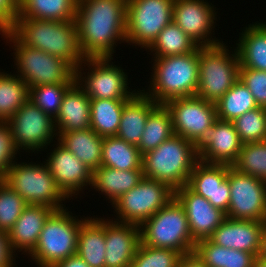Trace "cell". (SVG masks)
<instances>
[{
    "label": "cell",
    "instance_id": "7bdbcfd3",
    "mask_svg": "<svg viewBox=\"0 0 266 267\" xmlns=\"http://www.w3.org/2000/svg\"><path fill=\"white\" fill-rule=\"evenodd\" d=\"M7 121H0V179H3L20 152ZM15 159V160H14Z\"/></svg>",
    "mask_w": 266,
    "mask_h": 267
},
{
    "label": "cell",
    "instance_id": "f546056e",
    "mask_svg": "<svg viewBox=\"0 0 266 267\" xmlns=\"http://www.w3.org/2000/svg\"><path fill=\"white\" fill-rule=\"evenodd\" d=\"M194 252L206 267H253L256 255L218 246L209 239L196 242Z\"/></svg>",
    "mask_w": 266,
    "mask_h": 267
},
{
    "label": "cell",
    "instance_id": "d6986e66",
    "mask_svg": "<svg viewBox=\"0 0 266 267\" xmlns=\"http://www.w3.org/2000/svg\"><path fill=\"white\" fill-rule=\"evenodd\" d=\"M230 167L226 164H208L198 161L187 184L192 191L203 196L214 208L225 214L230 203V186L227 178Z\"/></svg>",
    "mask_w": 266,
    "mask_h": 267
},
{
    "label": "cell",
    "instance_id": "d6a6232c",
    "mask_svg": "<svg viewBox=\"0 0 266 267\" xmlns=\"http://www.w3.org/2000/svg\"><path fill=\"white\" fill-rule=\"evenodd\" d=\"M128 100L91 99L90 128L101 137L116 136Z\"/></svg>",
    "mask_w": 266,
    "mask_h": 267
},
{
    "label": "cell",
    "instance_id": "74e56055",
    "mask_svg": "<svg viewBox=\"0 0 266 267\" xmlns=\"http://www.w3.org/2000/svg\"><path fill=\"white\" fill-rule=\"evenodd\" d=\"M238 172L266 179V140L243 144L238 159L232 165Z\"/></svg>",
    "mask_w": 266,
    "mask_h": 267
},
{
    "label": "cell",
    "instance_id": "ffe728a7",
    "mask_svg": "<svg viewBox=\"0 0 266 267\" xmlns=\"http://www.w3.org/2000/svg\"><path fill=\"white\" fill-rule=\"evenodd\" d=\"M174 197L184 207L191 236L195 242L208 239L226 218V214L212 206L203 196L187 185L174 191Z\"/></svg>",
    "mask_w": 266,
    "mask_h": 267
},
{
    "label": "cell",
    "instance_id": "4fadbf2b",
    "mask_svg": "<svg viewBox=\"0 0 266 267\" xmlns=\"http://www.w3.org/2000/svg\"><path fill=\"white\" fill-rule=\"evenodd\" d=\"M7 122L20 152L43 151L55 137L58 140L54 119L31 100L22 105Z\"/></svg>",
    "mask_w": 266,
    "mask_h": 267
},
{
    "label": "cell",
    "instance_id": "ac0fdd59",
    "mask_svg": "<svg viewBox=\"0 0 266 267\" xmlns=\"http://www.w3.org/2000/svg\"><path fill=\"white\" fill-rule=\"evenodd\" d=\"M55 145L56 147L48 153L45 164L58 188L68 199L70 197L72 199L73 196L79 195L78 193H81L79 191H83L86 186L91 188L93 171L58 140Z\"/></svg>",
    "mask_w": 266,
    "mask_h": 267
},
{
    "label": "cell",
    "instance_id": "b9f144b4",
    "mask_svg": "<svg viewBox=\"0 0 266 267\" xmlns=\"http://www.w3.org/2000/svg\"><path fill=\"white\" fill-rule=\"evenodd\" d=\"M27 203L6 182L0 181V230L8 233Z\"/></svg>",
    "mask_w": 266,
    "mask_h": 267
},
{
    "label": "cell",
    "instance_id": "cb8c5ba5",
    "mask_svg": "<svg viewBox=\"0 0 266 267\" xmlns=\"http://www.w3.org/2000/svg\"><path fill=\"white\" fill-rule=\"evenodd\" d=\"M159 106L141 89L124 104L117 137L135 146L139 145L148 116Z\"/></svg>",
    "mask_w": 266,
    "mask_h": 267
},
{
    "label": "cell",
    "instance_id": "7a4b0ae2",
    "mask_svg": "<svg viewBox=\"0 0 266 267\" xmlns=\"http://www.w3.org/2000/svg\"><path fill=\"white\" fill-rule=\"evenodd\" d=\"M24 45L58 56L75 69L86 59L79 45L75 20L18 18L10 30Z\"/></svg>",
    "mask_w": 266,
    "mask_h": 267
},
{
    "label": "cell",
    "instance_id": "ee69618b",
    "mask_svg": "<svg viewBox=\"0 0 266 267\" xmlns=\"http://www.w3.org/2000/svg\"><path fill=\"white\" fill-rule=\"evenodd\" d=\"M239 79L249 89L258 107L266 108V71L240 68Z\"/></svg>",
    "mask_w": 266,
    "mask_h": 267
},
{
    "label": "cell",
    "instance_id": "603a6c76",
    "mask_svg": "<svg viewBox=\"0 0 266 267\" xmlns=\"http://www.w3.org/2000/svg\"><path fill=\"white\" fill-rule=\"evenodd\" d=\"M54 211L44 205H27L24 208L8 232L9 245L14 254L17 250L26 255L33 251L46 220Z\"/></svg>",
    "mask_w": 266,
    "mask_h": 267
},
{
    "label": "cell",
    "instance_id": "5b68a950",
    "mask_svg": "<svg viewBox=\"0 0 266 267\" xmlns=\"http://www.w3.org/2000/svg\"><path fill=\"white\" fill-rule=\"evenodd\" d=\"M0 35L14 49L15 69L18 71L16 76L23 79L28 88L75 83V68L64 59L24 45L11 31Z\"/></svg>",
    "mask_w": 266,
    "mask_h": 267
},
{
    "label": "cell",
    "instance_id": "4dcf8cb0",
    "mask_svg": "<svg viewBox=\"0 0 266 267\" xmlns=\"http://www.w3.org/2000/svg\"><path fill=\"white\" fill-rule=\"evenodd\" d=\"M78 0H19V17L39 20L76 19Z\"/></svg>",
    "mask_w": 266,
    "mask_h": 267
},
{
    "label": "cell",
    "instance_id": "4316f807",
    "mask_svg": "<svg viewBox=\"0 0 266 267\" xmlns=\"http://www.w3.org/2000/svg\"><path fill=\"white\" fill-rule=\"evenodd\" d=\"M239 33L236 51L240 68L266 71V22H256Z\"/></svg>",
    "mask_w": 266,
    "mask_h": 267
},
{
    "label": "cell",
    "instance_id": "f35d334b",
    "mask_svg": "<svg viewBox=\"0 0 266 267\" xmlns=\"http://www.w3.org/2000/svg\"><path fill=\"white\" fill-rule=\"evenodd\" d=\"M242 144L266 140V108L257 107L232 121Z\"/></svg>",
    "mask_w": 266,
    "mask_h": 267
},
{
    "label": "cell",
    "instance_id": "277c9868",
    "mask_svg": "<svg viewBox=\"0 0 266 267\" xmlns=\"http://www.w3.org/2000/svg\"><path fill=\"white\" fill-rule=\"evenodd\" d=\"M198 161L194 143L174 134L156 149L142 155L143 176L163 182L175 191L188 184Z\"/></svg>",
    "mask_w": 266,
    "mask_h": 267
},
{
    "label": "cell",
    "instance_id": "e0dca14e",
    "mask_svg": "<svg viewBox=\"0 0 266 267\" xmlns=\"http://www.w3.org/2000/svg\"><path fill=\"white\" fill-rule=\"evenodd\" d=\"M242 145L233 122L220 119L208 127L194 143L199 161L230 166L238 159Z\"/></svg>",
    "mask_w": 266,
    "mask_h": 267
},
{
    "label": "cell",
    "instance_id": "816d5d0a",
    "mask_svg": "<svg viewBox=\"0 0 266 267\" xmlns=\"http://www.w3.org/2000/svg\"><path fill=\"white\" fill-rule=\"evenodd\" d=\"M264 184H265V193H266V179L264 180Z\"/></svg>",
    "mask_w": 266,
    "mask_h": 267
},
{
    "label": "cell",
    "instance_id": "836d02e7",
    "mask_svg": "<svg viewBox=\"0 0 266 267\" xmlns=\"http://www.w3.org/2000/svg\"><path fill=\"white\" fill-rule=\"evenodd\" d=\"M200 46L192 40L174 21L168 24L147 48L153 57L184 55L196 51Z\"/></svg>",
    "mask_w": 266,
    "mask_h": 267
},
{
    "label": "cell",
    "instance_id": "44dd1931",
    "mask_svg": "<svg viewBox=\"0 0 266 267\" xmlns=\"http://www.w3.org/2000/svg\"><path fill=\"white\" fill-rule=\"evenodd\" d=\"M140 243L138 225L105 219V267H129Z\"/></svg>",
    "mask_w": 266,
    "mask_h": 267
},
{
    "label": "cell",
    "instance_id": "8992f818",
    "mask_svg": "<svg viewBox=\"0 0 266 267\" xmlns=\"http://www.w3.org/2000/svg\"><path fill=\"white\" fill-rule=\"evenodd\" d=\"M141 243L156 248H169L183 254L194 252L184 207L173 197L163 208L140 226Z\"/></svg>",
    "mask_w": 266,
    "mask_h": 267
},
{
    "label": "cell",
    "instance_id": "ab89813d",
    "mask_svg": "<svg viewBox=\"0 0 266 267\" xmlns=\"http://www.w3.org/2000/svg\"><path fill=\"white\" fill-rule=\"evenodd\" d=\"M72 85L48 84L31 87L29 88V100L55 119L59 113L63 96Z\"/></svg>",
    "mask_w": 266,
    "mask_h": 267
},
{
    "label": "cell",
    "instance_id": "52a82bcc",
    "mask_svg": "<svg viewBox=\"0 0 266 267\" xmlns=\"http://www.w3.org/2000/svg\"><path fill=\"white\" fill-rule=\"evenodd\" d=\"M71 213V214H70ZM64 209L54 211L46 220L36 247L28 255L38 267H52L76 254L81 219Z\"/></svg>",
    "mask_w": 266,
    "mask_h": 267
},
{
    "label": "cell",
    "instance_id": "f1b7e54d",
    "mask_svg": "<svg viewBox=\"0 0 266 267\" xmlns=\"http://www.w3.org/2000/svg\"><path fill=\"white\" fill-rule=\"evenodd\" d=\"M58 141L71 151L91 171L101 166L103 137L91 128L60 132Z\"/></svg>",
    "mask_w": 266,
    "mask_h": 267
},
{
    "label": "cell",
    "instance_id": "ba28073f",
    "mask_svg": "<svg viewBox=\"0 0 266 267\" xmlns=\"http://www.w3.org/2000/svg\"><path fill=\"white\" fill-rule=\"evenodd\" d=\"M225 43L199 47V83L196 96L216 104L239 79L236 49L230 52ZM231 53V54H230Z\"/></svg>",
    "mask_w": 266,
    "mask_h": 267
},
{
    "label": "cell",
    "instance_id": "8d00e7d4",
    "mask_svg": "<svg viewBox=\"0 0 266 267\" xmlns=\"http://www.w3.org/2000/svg\"><path fill=\"white\" fill-rule=\"evenodd\" d=\"M217 119L234 121L247 111L258 107L249 89L238 79L225 95L215 104Z\"/></svg>",
    "mask_w": 266,
    "mask_h": 267
},
{
    "label": "cell",
    "instance_id": "5bb4252c",
    "mask_svg": "<svg viewBox=\"0 0 266 267\" xmlns=\"http://www.w3.org/2000/svg\"><path fill=\"white\" fill-rule=\"evenodd\" d=\"M227 178L230 186V203L226 217L266 222L264 180L242 174L232 166L228 169Z\"/></svg>",
    "mask_w": 266,
    "mask_h": 267
},
{
    "label": "cell",
    "instance_id": "6da1fadb",
    "mask_svg": "<svg viewBox=\"0 0 266 267\" xmlns=\"http://www.w3.org/2000/svg\"><path fill=\"white\" fill-rule=\"evenodd\" d=\"M126 13L127 0H78L75 21L85 58H113L118 42H126Z\"/></svg>",
    "mask_w": 266,
    "mask_h": 267
},
{
    "label": "cell",
    "instance_id": "2e32d148",
    "mask_svg": "<svg viewBox=\"0 0 266 267\" xmlns=\"http://www.w3.org/2000/svg\"><path fill=\"white\" fill-rule=\"evenodd\" d=\"M214 6L206 0H174L173 21L200 47L219 45L221 41L211 36L217 19Z\"/></svg>",
    "mask_w": 266,
    "mask_h": 267
},
{
    "label": "cell",
    "instance_id": "484cf974",
    "mask_svg": "<svg viewBox=\"0 0 266 267\" xmlns=\"http://www.w3.org/2000/svg\"><path fill=\"white\" fill-rule=\"evenodd\" d=\"M105 252V218L84 216L76 254L90 267H105Z\"/></svg>",
    "mask_w": 266,
    "mask_h": 267
},
{
    "label": "cell",
    "instance_id": "e575fe53",
    "mask_svg": "<svg viewBox=\"0 0 266 267\" xmlns=\"http://www.w3.org/2000/svg\"><path fill=\"white\" fill-rule=\"evenodd\" d=\"M174 135L172 116L165 105H159L149 116L137 146L144 155L156 149L161 143Z\"/></svg>",
    "mask_w": 266,
    "mask_h": 267
},
{
    "label": "cell",
    "instance_id": "1f68e13d",
    "mask_svg": "<svg viewBox=\"0 0 266 267\" xmlns=\"http://www.w3.org/2000/svg\"><path fill=\"white\" fill-rule=\"evenodd\" d=\"M101 166L118 170L142 169V155L137 146L117 136L104 137Z\"/></svg>",
    "mask_w": 266,
    "mask_h": 267
},
{
    "label": "cell",
    "instance_id": "8fae6325",
    "mask_svg": "<svg viewBox=\"0 0 266 267\" xmlns=\"http://www.w3.org/2000/svg\"><path fill=\"white\" fill-rule=\"evenodd\" d=\"M173 2L127 0L126 43L147 51L158 34L173 21Z\"/></svg>",
    "mask_w": 266,
    "mask_h": 267
},
{
    "label": "cell",
    "instance_id": "9a60e30c",
    "mask_svg": "<svg viewBox=\"0 0 266 267\" xmlns=\"http://www.w3.org/2000/svg\"><path fill=\"white\" fill-rule=\"evenodd\" d=\"M165 106L172 116L174 134L192 143L217 120L215 104L196 95L170 100Z\"/></svg>",
    "mask_w": 266,
    "mask_h": 267
},
{
    "label": "cell",
    "instance_id": "7402d4cb",
    "mask_svg": "<svg viewBox=\"0 0 266 267\" xmlns=\"http://www.w3.org/2000/svg\"><path fill=\"white\" fill-rule=\"evenodd\" d=\"M264 223L226 217L208 239L218 246L246 251L258 256Z\"/></svg>",
    "mask_w": 266,
    "mask_h": 267
},
{
    "label": "cell",
    "instance_id": "3957f363",
    "mask_svg": "<svg viewBox=\"0 0 266 267\" xmlns=\"http://www.w3.org/2000/svg\"><path fill=\"white\" fill-rule=\"evenodd\" d=\"M147 96L159 105L168 101L195 96L199 83V48L184 55L154 57Z\"/></svg>",
    "mask_w": 266,
    "mask_h": 267
},
{
    "label": "cell",
    "instance_id": "60d3db41",
    "mask_svg": "<svg viewBox=\"0 0 266 267\" xmlns=\"http://www.w3.org/2000/svg\"><path fill=\"white\" fill-rule=\"evenodd\" d=\"M182 254L169 248H156L142 243L129 267H178Z\"/></svg>",
    "mask_w": 266,
    "mask_h": 267
},
{
    "label": "cell",
    "instance_id": "9c48e42d",
    "mask_svg": "<svg viewBox=\"0 0 266 267\" xmlns=\"http://www.w3.org/2000/svg\"><path fill=\"white\" fill-rule=\"evenodd\" d=\"M44 163L15 162L2 179L13 188L27 205H44L64 209L62 201L68 199L56 185L55 179Z\"/></svg>",
    "mask_w": 266,
    "mask_h": 267
},
{
    "label": "cell",
    "instance_id": "7dc6e473",
    "mask_svg": "<svg viewBox=\"0 0 266 267\" xmlns=\"http://www.w3.org/2000/svg\"><path fill=\"white\" fill-rule=\"evenodd\" d=\"M178 267H206V265L195 252H192L181 256Z\"/></svg>",
    "mask_w": 266,
    "mask_h": 267
},
{
    "label": "cell",
    "instance_id": "f907efd6",
    "mask_svg": "<svg viewBox=\"0 0 266 267\" xmlns=\"http://www.w3.org/2000/svg\"><path fill=\"white\" fill-rule=\"evenodd\" d=\"M253 267H266V261L257 256Z\"/></svg>",
    "mask_w": 266,
    "mask_h": 267
},
{
    "label": "cell",
    "instance_id": "c3c4849f",
    "mask_svg": "<svg viewBox=\"0 0 266 267\" xmlns=\"http://www.w3.org/2000/svg\"><path fill=\"white\" fill-rule=\"evenodd\" d=\"M52 267H90L79 255L74 254Z\"/></svg>",
    "mask_w": 266,
    "mask_h": 267
},
{
    "label": "cell",
    "instance_id": "bcb514c9",
    "mask_svg": "<svg viewBox=\"0 0 266 267\" xmlns=\"http://www.w3.org/2000/svg\"><path fill=\"white\" fill-rule=\"evenodd\" d=\"M16 256L10 248L8 233L0 230V267H14Z\"/></svg>",
    "mask_w": 266,
    "mask_h": 267
},
{
    "label": "cell",
    "instance_id": "d4e9b609",
    "mask_svg": "<svg viewBox=\"0 0 266 267\" xmlns=\"http://www.w3.org/2000/svg\"><path fill=\"white\" fill-rule=\"evenodd\" d=\"M90 104L91 99L75 82L64 94L59 113L54 119L57 135L89 129Z\"/></svg>",
    "mask_w": 266,
    "mask_h": 267
},
{
    "label": "cell",
    "instance_id": "83f0119b",
    "mask_svg": "<svg viewBox=\"0 0 266 267\" xmlns=\"http://www.w3.org/2000/svg\"><path fill=\"white\" fill-rule=\"evenodd\" d=\"M142 169L118 170L100 166L93 171L92 185L94 190L105 195L111 205L123 194L138 185L143 178Z\"/></svg>",
    "mask_w": 266,
    "mask_h": 267
},
{
    "label": "cell",
    "instance_id": "d590c367",
    "mask_svg": "<svg viewBox=\"0 0 266 267\" xmlns=\"http://www.w3.org/2000/svg\"><path fill=\"white\" fill-rule=\"evenodd\" d=\"M28 100L26 82L11 72H0V121H8Z\"/></svg>",
    "mask_w": 266,
    "mask_h": 267
},
{
    "label": "cell",
    "instance_id": "7c38bea8",
    "mask_svg": "<svg viewBox=\"0 0 266 267\" xmlns=\"http://www.w3.org/2000/svg\"><path fill=\"white\" fill-rule=\"evenodd\" d=\"M174 197L167 184L143 177L137 186L123 193L112 205L117 222L140 226Z\"/></svg>",
    "mask_w": 266,
    "mask_h": 267
},
{
    "label": "cell",
    "instance_id": "681fc988",
    "mask_svg": "<svg viewBox=\"0 0 266 267\" xmlns=\"http://www.w3.org/2000/svg\"><path fill=\"white\" fill-rule=\"evenodd\" d=\"M258 257L266 261V222L262 231L261 248Z\"/></svg>",
    "mask_w": 266,
    "mask_h": 267
},
{
    "label": "cell",
    "instance_id": "30bf717a",
    "mask_svg": "<svg viewBox=\"0 0 266 267\" xmlns=\"http://www.w3.org/2000/svg\"><path fill=\"white\" fill-rule=\"evenodd\" d=\"M111 60V57L86 58L75 69V82L90 99L129 100L137 92L127 86V73ZM86 66L87 74L83 71Z\"/></svg>",
    "mask_w": 266,
    "mask_h": 267
},
{
    "label": "cell",
    "instance_id": "f6af8a7d",
    "mask_svg": "<svg viewBox=\"0 0 266 267\" xmlns=\"http://www.w3.org/2000/svg\"><path fill=\"white\" fill-rule=\"evenodd\" d=\"M19 17V0H0V33L10 31Z\"/></svg>",
    "mask_w": 266,
    "mask_h": 267
}]
</instances>
